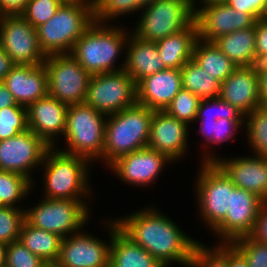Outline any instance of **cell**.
Returning <instances> with one entry per match:
<instances>
[{"label":"cell","instance_id":"35","mask_svg":"<svg viewBox=\"0 0 267 267\" xmlns=\"http://www.w3.org/2000/svg\"><path fill=\"white\" fill-rule=\"evenodd\" d=\"M200 101L197 95L181 89L164 111L188 125L196 121Z\"/></svg>","mask_w":267,"mask_h":267},{"label":"cell","instance_id":"2","mask_svg":"<svg viewBox=\"0 0 267 267\" xmlns=\"http://www.w3.org/2000/svg\"><path fill=\"white\" fill-rule=\"evenodd\" d=\"M129 36L122 28L94 21L76 41L70 54L90 75L123 70L125 63L119 68L114 64Z\"/></svg>","mask_w":267,"mask_h":267},{"label":"cell","instance_id":"46","mask_svg":"<svg viewBox=\"0 0 267 267\" xmlns=\"http://www.w3.org/2000/svg\"><path fill=\"white\" fill-rule=\"evenodd\" d=\"M28 0H0V16L21 15Z\"/></svg>","mask_w":267,"mask_h":267},{"label":"cell","instance_id":"33","mask_svg":"<svg viewBox=\"0 0 267 267\" xmlns=\"http://www.w3.org/2000/svg\"><path fill=\"white\" fill-rule=\"evenodd\" d=\"M248 142L256 155L267 157V113L261 108L246 115Z\"/></svg>","mask_w":267,"mask_h":267},{"label":"cell","instance_id":"24","mask_svg":"<svg viewBox=\"0 0 267 267\" xmlns=\"http://www.w3.org/2000/svg\"><path fill=\"white\" fill-rule=\"evenodd\" d=\"M124 70L137 85L142 79L167 69L161 60L155 42L145 41L134 34L129 37Z\"/></svg>","mask_w":267,"mask_h":267},{"label":"cell","instance_id":"31","mask_svg":"<svg viewBox=\"0 0 267 267\" xmlns=\"http://www.w3.org/2000/svg\"><path fill=\"white\" fill-rule=\"evenodd\" d=\"M32 182L26 176L0 170V206H13L27 196Z\"/></svg>","mask_w":267,"mask_h":267},{"label":"cell","instance_id":"47","mask_svg":"<svg viewBox=\"0 0 267 267\" xmlns=\"http://www.w3.org/2000/svg\"><path fill=\"white\" fill-rule=\"evenodd\" d=\"M259 78V93L261 101L267 100V62L257 64Z\"/></svg>","mask_w":267,"mask_h":267},{"label":"cell","instance_id":"34","mask_svg":"<svg viewBox=\"0 0 267 267\" xmlns=\"http://www.w3.org/2000/svg\"><path fill=\"white\" fill-rule=\"evenodd\" d=\"M245 120H229V119H218V120H201L200 130L207 143L209 144H221L230 140L233 135L239 131L238 128L244 124Z\"/></svg>","mask_w":267,"mask_h":267},{"label":"cell","instance_id":"13","mask_svg":"<svg viewBox=\"0 0 267 267\" xmlns=\"http://www.w3.org/2000/svg\"><path fill=\"white\" fill-rule=\"evenodd\" d=\"M50 147L30 129L0 141V170L26 176L31 181L30 171L41 165Z\"/></svg>","mask_w":267,"mask_h":267},{"label":"cell","instance_id":"27","mask_svg":"<svg viewBox=\"0 0 267 267\" xmlns=\"http://www.w3.org/2000/svg\"><path fill=\"white\" fill-rule=\"evenodd\" d=\"M213 43L237 67L256 65L255 25L220 36Z\"/></svg>","mask_w":267,"mask_h":267},{"label":"cell","instance_id":"28","mask_svg":"<svg viewBox=\"0 0 267 267\" xmlns=\"http://www.w3.org/2000/svg\"><path fill=\"white\" fill-rule=\"evenodd\" d=\"M20 242L49 265H55L63 238L56 233L32 226L26 219L21 227Z\"/></svg>","mask_w":267,"mask_h":267},{"label":"cell","instance_id":"18","mask_svg":"<svg viewBox=\"0 0 267 267\" xmlns=\"http://www.w3.org/2000/svg\"><path fill=\"white\" fill-rule=\"evenodd\" d=\"M168 162L171 160L166 155L146 147L118 157L109 166L125 183L148 186Z\"/></svg>","mask_w":267,"mask_h":267},{"label":"cell","instance_id":"48","mask_svg":"<svg viewBox=\"0 0 267 267\" xmlns=\"http://www.w3.org/2000/svg\"><path fill=\"white\" fill-rule=\"evenodd\" d=\"M249 14L255 19L265 17V9L267 7V0H248Z\"/></svg>","mask_w":267,"mask_h":267},{"label":"cell","instance_id":"19","mask_svg":"<svg viewBox=\"0 0 267 267\" xmlns=\"http://www.w3.org/2000/svg\"><path fill=\"white\" fill-rule=\"evenodd\" d=\"M219 98L244 116L261 108L257 66H240L220 84Z\"/></svg>","mask_w":267,"mask_h":267},{"label":"cell","instance_id":"12","mask_svg":"<svg viewBox=\"0 0 267 267\" xmlns=\"http://www.w3.org/2000/svg\"><path fill=\"white\" fill-rule=\"evenodd\" d=\"M0 46L14 65L38 66L47 58L36 29L21 15L0 16Z\"/></svg>","mask_w":267,"mask_h":267},{"label":"cell","instance_id":"20","mask_svg":"<svg viewBox=\"0 0 267 267\" xmlns=\"http://www.w3.org/2000/svg\"><path fill=\"white\" fill-rule=\"evenodd\" d=\"M187 137V124L164 110H154L148 139L149 148L161 152L175 162L188 149Z\"/></svg>","mask_w":267,"mask_h":267},{"label":"cell","instance_id":"1","mask_svg":"<svg viewBox=\"0 0 267 267\" xmlns=\"http://www.w3.org/2000/svg\"><path fill=\"white\" fill-rule=\"evenodd\" d=\"M118 228L165 267L176 262L185 267L198 241L185 234L171 218L153 208L116 219Z\"/></svg>","mask_w":267,"mask_h":267},{"label":"cell","instance_id":"22","mask_svg":"<svg viewBox=\"0 0 267 267\" xmlns=\"http://www.w3.org/2000/svg\"><path fill=\"white\" fill-rule=\"evenodd\" d=\"M2 82L18 105L26 108L48 95V76L44 64L14 65Z\"/></svg>","mask_w":267,"mask_h":267},{"label":"cell","instance_id":"52","mask_svg":"<svg viewBox=\"0 0 267 267\" xmlns=\"http://www.w3.org/2000/svg\"><path fill=\"white\" fill-rule=\"evenodd\" d=\"M61 4L94 6L95 0H59Z\"/></svg>","mask_w":267,"mask_h":267},{"label":"cell","instance_id":"39","mask_svg":"<svg viewBox=\"0 0 267 267\" xmlns=\"http://www.w3.org/2000/svg\"><path fill=\"white\" fill-rule=\"evenodd\" d=\"M60 5L59 0H28L21 16L36 29L48 21Z\"/></svg>","mask_w":267,"mask_h":267},{"label":"cell","instance_id":"37","mask_svg":"<svg viewBox=\"0 0 267 267\" xmlns=\"http://www.w3.org/2000/svg\"><path fill=\"white\" fill-rule=\"evenodd\" d=\"M197 119L201 120H245V116L235 107L220 98L201 100L198 106Z\"/></svg>","mask_w":267,"mask_h":267},{"label":"cell","instance_id":"23","mask_svg":"<svg viewBox=\"0 0 267 267\" xmlns=\"http://www.w3.org/2000/svg\"><path fill=\"white\" fill-rule=\"evenodd\" d=\"M137 103L152 110H165L182 89L180 69H164L137 85Z\"/></svg>","mask_w":267,"mask_h":267},{"label":"cell","instance_id":"3","mask_svg":"<svg viewBox=\"0 0 267 267\" xmlns=\"http://www.w3.org/2000/svg\"><path fill=\"white\" fill-rule=\"evenodd\" d=\"M153 114L154 110L136 103L106 118L103 161L108 166L118 157L148 147Z\"/></svg>","mask_w":267,"mask_h":267},{"label":"cell","instance_id":"44","mask_svg":"<svg viewBox=\"0 0 267 267\" xmlns=\"http://www.w3.org/2000/svg\"><path fill=\"white\" fill-rule=\"evenodd\" d=\"M249 236L256 241L267 244V201L260 206L254 227Z\"/></svg>","mask_w":267,"mask_h":267},{"label":"cell","instance_id":"43","mask_svg":"<svg viewBox=\"0 0 267 267\" xmlns=\"http://www.w3.org/2000/svg\"><path fill=\"white\" fill-rule=\"evenodd\" d=\"M256 65L267 62V19L255 22Z\"/></svg>","mask_w":267,"mask_h":267},{"label":"cell","instance_id":"8","mask_svg":"<svg viewBox=\"0 0 267 267\" xmlns=\"http://www.w3.org/2000/svg\"><path fill=\"white\" fill-rule=\"evenodd\" d=\"M84 200L44 198L33 208L25 209V219L34 227L65 238L79 230L89 218Z\"/></svg>","mask_w":267,"mask_h":267},{"label":"cell","instance_id":"56","mask_svg":"<svg viewBox=\"0 0 267 267\" xmlns=\"http://www.w3.org/2000/svg\"><path fill=\"white\" fill-rule=\"evenodd\" d=\"M264 18L267 19V7L265 9V17Z\"/></svg>","mask_w":267,"mask_h":267},{"label":"cell","instance_id":"41","mask_svg":"<svg viewBox=\"0 0 267 267\" xmlns=\"http://www.w3.org/2000/svg\"><path fill=\"white\" fill-rule=\"evenodd\" d=\"M247 259L248 267H267V244L243 236L231 242Z\"/></svg>","mask_w":267,"mask_h":267},{"label":"cell","instance_id":"32","mask_svg":"<svg viewBox=\"0 0 267 267\" xmlns=\"http://www.w3.org/2000/svg\"><path fill=\"white\" fill-rule=\"evenodd\" d=\"M155 0H95L94 21L104 23L126 13L141 10Z\"/></svg>","mask_w":267,"mask_h":267},{"label":"cell","instance_id":"4","mask_svg":"<svg viewBox=\"0 0 267 267\" xmlns=\"http://www.w3.org/2000/svg\"><path fill=\"white\" fill-rule=\"evenodd\" d=\"M54 149L50 147L46 151L42 162L45 166V198L83 200L82 196L89 197L87 167L91 163L78 155Z\"/></svg>","mask_w":267,"mask_h":267},{"label":"cell","instance_id":"7","mask_svg":"<svg viewBox=\"0 0 267 267\" xmlns=\"http://www.w3.org/2000/svg\"><path fill=\"white\" fill-rule=\"evenodd\" d=\"M197 0H155L143 6L133 34L156 42L188 28L195 19Z\"/></svg>","mask_w":267,"mask_h":267},{"label":"cell","instance_id":"50","mask_svg":"<svg viewBox=\"0 0 267 267\" xmlns=\"http://www.w3.org/2000/svg\"><path fill=\"white\" fill-rule=\"evenodd\" d=\"M13 66L10 56L0 46V82L4 80Z\"/></svg>","mask_w":267,"mask_h":267},{"label":"cell","instance_id":"21","mask_svg":"<svg viewBox=\"0 0 267 267\" xmlns=\"http://www.w3.org/2000/svg\"><path fill=\"white\" fill-rule=\"evenodd\" d=\"M68 105L49 94L27 107L28 129L40 137L49 147L56 144L57 134L64 135Z\"/></svg>","mask_w":267,"mask_h":267},{"label":"cell","instance_id":"10","mask_svg":"<svg viewBox=\"0 0 267 267\" xmlns=\"http://www.w3.org/2000/svg\"><path fill=\"white\" fill-rule=\"evenodd\" d=\"M44 66L50 96L68 106L85 102L91 75L71 54L49 55Z\"/></svg>","mask_w":267,"mask_h":267},{"label":"cell","instance_id":"45","mask_svg":"<svg viewBox=\"0 0 267 267\" xmlns=\"http://www.w3.org/2000/svg\"><path fill=\"white\" fill-rule=\"evenodd\" d=\"M217 248L226 256L228 267H248L246 257L232 243L220 242Z\"/></svg>","mask_w":267,"mask_h":267},{"label":"cell","instance_id":"53","mask_svg":"<svg viewBox=\"0 0 267 267\" xmlns=\"http://www.w3.org/2000/svg\"><path fill=\"white\" fill-rule=\"evenodd\" d=\"M7 244L0 242V267L6 265Z\"/></svg>","mask_w":267,"mask_h":267},{"label":"cell","instance_id":"49","mask_svg":"<svg viewBox=\"0 0 267 267\" xmlns=\"http://www.w3.org/2000/svg\"><path fill=\"white\" fill-rule=\"evenodd\" d=\"M6 107H24V106L18 105L13 95L9 92V90L6 88L4 83L1 81L0 82V109H4Z\"/></svg>","mask_w":267,"mask_h":267},{"label":"cell","instance_id":"51","mask_svg":"<svg viewBox=\"0 0 267 267\" xmlns=\"http://www.w3.org/2000/svg\"><path fill=\"white\" fill-rule=\"evenodd\" d=\"M226 3L237 11L249 14L248 0H228Z\"/></svg>","mask_w":267,"mask_h":267},{"label":"cell","instance_id":"42","mask_svg":"<svg viewBox=\"0 0 267 267\" xmlns=\"http://www.w3.org/2000/svg\"><path fill=\"white\" fill-rule=\"evenodd\" d=\"M205 246L199 241L195 244L188 267H228L226 256L216 246Z\"/></svg>","mask_w":267,"mask_h":267},{"label":"cell","instance_id":"30","mask_svg":"<svg viewBox=\"0 0 267 267\" xmlns=\"http://www.w3.org/2000/svg\"><path fill=\"white\" fill-rule=\"evenodd\" d=\"M182 89L197 95L201 100L219 98L220 82L203 70L193 59L181 69Z\"/></svg>","mask_w":267,"mask_h":267},{"label":"cell","instance_id":"15","mask_svg":"<svg viewBox=\"0 0 267 267\" xmlns=\"http://www.w3.org/2000/svg\"><path fill=\"white\" fill-rule=\"evenodd\" d=\"M206 154L204 163H215L237 188L252 192L267 201V157H238L230 160L219 159Z\"/></svg>","mask_w":267,"mask_h":267},{"label":"cell","instance_id":"17","mask_svg":"<svg viewBox=\"0 0 267 267\" xmlns=\"http://www.w3.org/2000/svg\"><path fill=\"white\" fill-rule=\"evenodd\" d=\"M86 234L78 231L63 238L56 267H109L110 243Z\"/></svg>","mask_w":267,"mask_h":267},{"label":"cell","instance_id":"5","mask_svg":"<svg viewBox=\"0 0 267 267\" xmlns=\"http://www.w3.org/2000/svg\"><path fill=\"white\" fill-rule=\"evenodd\" d=\"M94 22V6L61 4L55 14L36 28L46 56L70 54L76 41Z\"/></svg>","mask_w":267,"mask_h":267},{"label":"cell","instance_id":"40","mask_svg":"<svg viewBox=\"0 0 267 267\" xmlns=\"http://www.w3.org/2000/svg\"><path fill=\"white\" fill-rule=\"evenodd\" d=\"M7 267H48L41 257L34 255L20 240L7 244L6 252Z\"/></svg>","mask_w":267,"mask_h":267},{"label":"cell","instance_id":"25","mask_svg":"<svg viewBox=\"0 0 267 267\" xmlns=\"http://www.w3.org/2000/svg\"><path fill=\"white\" fill-rule=\"evenodd\" d=\"M111 243L109 267H165L144 248L133 242L110 221Z\"/></svg>","mask_w":267,"mask_h":267},{"label":"cell","instance_id":"38","mask_svg":"<svg viewBox=\"0 0 267 267\" xmlns=\"http://www.w3.org/2000/svg\"><path fill=\"white\" fill-rule=\"evenodd\" d=\"M28 130L27 108L6 107L0 109V141Z\"/></svg>","mask_w":267,"mask_h":267},{"label":"cell","instance_id":"16","mask_svg":"<svg viewBox=\"0 0 267 267\" xmlns=\"http://www.w3.org/2000/svg\"><path fill=\"white\" fill-rule=\"evenodd\" d=\"M263 202L254 193L236 187L231 193L225 218L213 229L214 233L222 236L221 242L231 243L235 239L249 236Z\"/></svg>","mask_w":267,"mask_h":267},{"label":"cell","instance_id":"29","mask_svg":"<svg viewBox=\"0 0 267 267\" xmlns=\"http://www.w3.org/2000/svg\"><path fill=\"white\" fill-rule=\"evenodd\" d=\"M192 59L209 75L220 83L226 80L237 68L213 42L202 41L199 38L193 47Z\"/></svg>","mask_w":267,"mask_h":267},{"label":"cell","instance_id":"54","mask_svg":"<svg viewBox=\"0 0 267 267\" xmlns=\"http://www.w3.org/2000/svg\"><path fill=\"white\" fill-rule=\"evenodd\" d=\"M203 4L226 3L228 0H201Z\"/></svg>","mask_w":267,"mask_h":267},{"label":"cell","instance_id":"36","mask_svg":"<svg viewBox=\"0 0 267 267\" xmlns=\"http://www.w3.org/2000/svg\"><path fill=\"white\" fill-rule=\"evenodd\" d=\"M24 221V209L13 206H0V242L9 244L19 240Z\"/></svg>","mask_w":267,"mask_h":267},{"label":"cell","instance_id":"9","mask_svg":"<svg viewBox=\"0 0 267 267\" xmlns=\"http://www.w3.org/2000/svg\"><path fill=\"white\" fill-rule=\"evenodd\" d=\"M106 116L137 103V89L132 77L123 69L91 75L84 102Z\"/></svg>","mask_w":267,"mask_h":267},{"label":"cell","instance_id":"26","mask_svg":"<svg viewBox=\"0 0 267 267\" xmlns=\"http://www.w3.org/2000/svg\"><path fill=\"white\" fill-rule=\"evenodd\" d=\"M198 39L194 21L188 28L156 41L157 50L166 68L181 69L192 59L193 47Z\"/></svg>","mask_w":267,"mask_h":267},{"label":"cell","instance_id":"6","mask_svg":"<svg viewBox=\"0 0 267 267\" xmlns=\"http://www.w3.org/2000/svg\"><path fill=\"white\" fill-rule=\"evenodd\" d=\"M106 118V115L85 103L68 106L64 131L68 150L60 151L88 161L98 158L103 161Z\"/></svg>","mask_w":267,"mask_h":267},{"label":"cell","instance_id":"14","mask_svg":"<svg viewBox=\"0 0 267 267\" xmlns=\"http://www.w3.org/2000/svg\"><path fill=\"white\" fill-rule=\"evenodd\" d=\"M194 21L198 38L206 42H213L220 36L253 27L256 22L250 14L237 11L227 3L202 5L195 9Z\"/></svg>","mask_w":267,"mask_h":267},{"label":"cell","instance_id":"55","mask_svg":"<svg viewBox=\"0 0 267 267\" xmlns=\"http://www.w3.org/2000/svg\"><path fill=\"white\" fill-rule=\"evenodd\" d=\"M261 109L267 113V100L261 103Z\"/></svg>","mask_w":267,"mask_h":267},{"label":"cell","instance_id":"11","mask_svg":"<svg viewBox=\"0 0 267 267\" xmlns=\"http://www.w3.org/2000/svg\"><path fill=\"white\" fill-rule=\"evenodd\" d=\"M197 176V200L201 218L213 230L226 216L234 183L215 163L201 164Z\"/></svg>","mask_w":267,"mask_h":267}]
</instances>
